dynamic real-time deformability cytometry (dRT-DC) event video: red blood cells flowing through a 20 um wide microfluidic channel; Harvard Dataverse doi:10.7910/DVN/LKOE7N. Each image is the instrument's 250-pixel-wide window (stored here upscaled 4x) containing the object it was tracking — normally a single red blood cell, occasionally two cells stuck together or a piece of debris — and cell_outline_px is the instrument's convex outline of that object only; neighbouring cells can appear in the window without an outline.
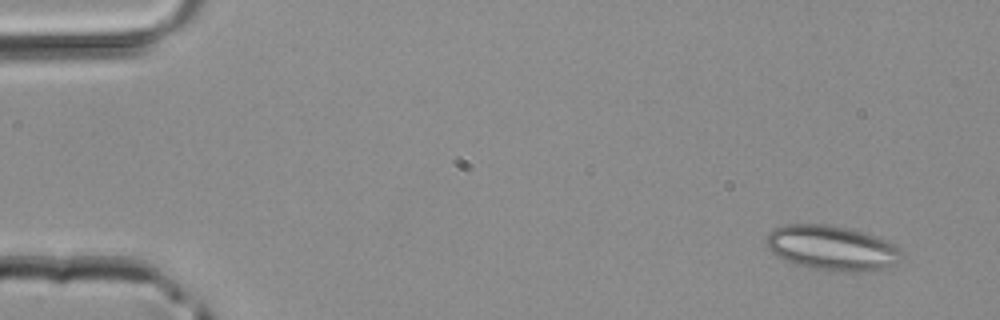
{"species": "common noctule bat (a hibernating species)", "species_latin": "Nyctalus noctula", "temperature_condition": "room temperature", "stored_images_in_passage": 44, "segment_of_instrument_passage": [1, 2], "camera_frame_rate_fps": 3000, "um_per_image_px": 0.085, "animal": {"sex": "male", "body_mass_g": 20.4}, "frame": {"image": 1, "passage_image": 2, "time_ms": 0.333, "image_size_px": [1000, 320], "cell_outline_px": [[904, 256], [896, 264], [872, 272], [844, 272], [816, 268], [796, 264], [784, 260], [776, 256], [764, 244], [764, 240], [768, 232], [772, 228], [784, 224], [828, 224], [868, 232], [888, 240], [896, 244], [904, 252]], "centroid_in_image_um": [70.75, 21.06], "position_along_channel_um": 14.2, "area_um2": 36.3}}